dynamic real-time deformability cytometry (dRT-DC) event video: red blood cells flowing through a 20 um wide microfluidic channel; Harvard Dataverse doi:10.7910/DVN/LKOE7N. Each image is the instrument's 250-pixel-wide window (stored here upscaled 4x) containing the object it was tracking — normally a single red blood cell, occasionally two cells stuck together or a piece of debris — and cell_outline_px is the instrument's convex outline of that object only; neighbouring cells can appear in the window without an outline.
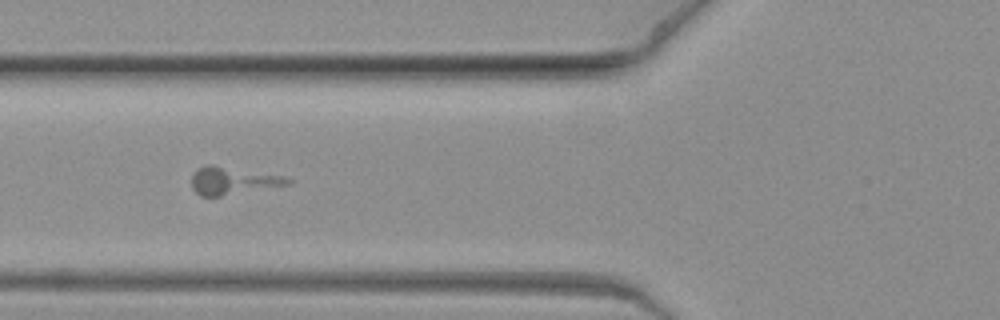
{"species": "common noctule bat (a hibernating species)", "species_latin": "Nyctalus noctula", "temperature_condition": "warm", "stored_images_in_passage": 9, "camera_frame_rate_fps": 3000, "um_per_image_px": 0.085, "animal": {"sex": "female", "body_mass_g": 19.3, "forearm_length_mm": 54.1}, "frame": {"image": 1, "passage_image": 8, "time_ms": 2.333, "image_size_px": [1000, 320], "cell_outline_px": [[296, 180], [288, 184], [220, 196], [200, 196], [192, 188], [192, 172], [196, 168], [208, 164], [212, 164], [284, 176]], "centroid_in_image_um": [19.74, 15.34], "position_along_channel_um": 106.1, "area_um2": 15.37}}